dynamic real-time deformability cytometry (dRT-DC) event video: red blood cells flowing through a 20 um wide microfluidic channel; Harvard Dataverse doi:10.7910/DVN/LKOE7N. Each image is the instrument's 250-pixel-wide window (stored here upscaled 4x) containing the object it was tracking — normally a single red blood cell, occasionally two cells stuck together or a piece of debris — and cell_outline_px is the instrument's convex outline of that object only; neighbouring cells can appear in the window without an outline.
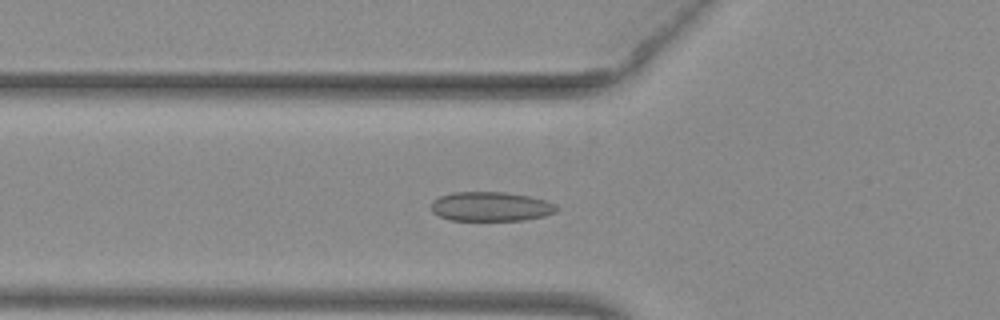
{"species": "common noctule bat (a hibernating species)", "species_latin": "Nyctalus noctula", "temperature_condition": "warm", "stored_images_in_passage": 51, "camera_frame_rate_fps": 3000, "um_per_image_px": 0.085, "animal": {"sex": "female", "body_mass_g": 29.2, "forearm_length_mm": 56.3}, "frame": {"image": 1, "passage_image": 18, "time_ms": 5.667, "image_size_px": [1000, 320], "cell_outline_px": [[560, 208], [556, 212], [544, 216], [524, 220], [448, 220], [432, 212], [432, 200], [440, 196], [452, 192], [504, 192], [528, 196], [544, 200], [556, 204]], "centroid_in_image_um": [41.72, 17.55], "position_along_channel_um": 84.1, "area_um2": 21.5}}
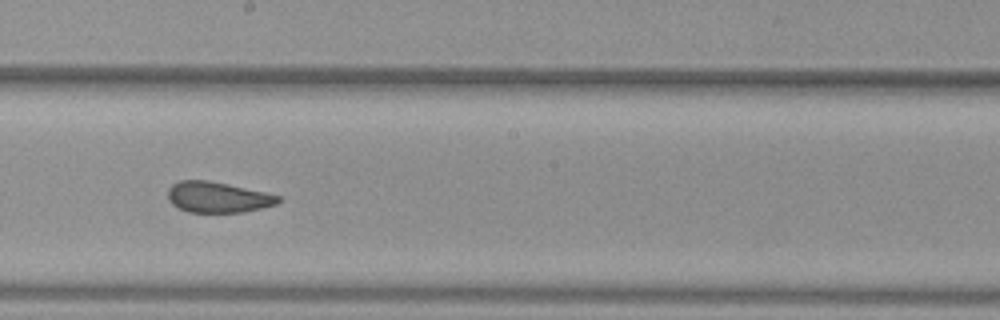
{"frame": {"image": 2, "passage_image": 29, "time_ms": 9.333, "image_size_px": [1000, 320], "cell_outline_px": [[280, 200], [276, 204], [244, 212], [188, 212], [172, 204], [168, 200], [168, 188], [172, 184], [180, 180], [208, 180], [228, 184], [264, 192], [280, 196]], "centroid_in_image_um": [18.47, 16.76], "position_along_channel_um": 229.7, "area_um2": 19.65}}
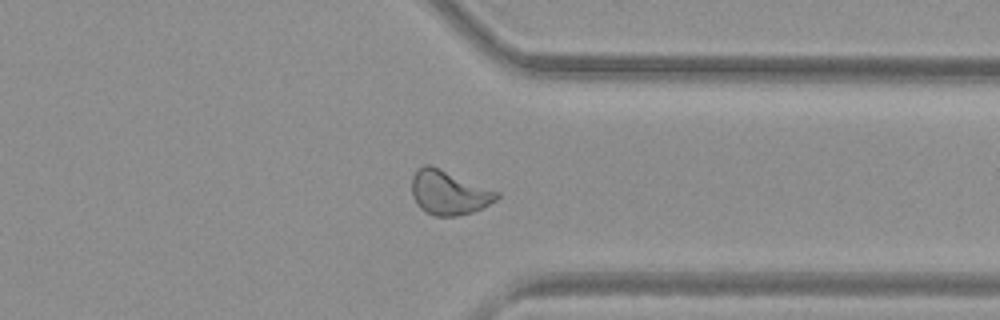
{"frame": {"image": 3, "passage_image": 40, "time_ms": 13.0, "image_size_px": [1000, 320], "cell_outline_px": [[500, 196], [496, 200], [472, 212], [456, 216], [436, 216], [420, 208], [416, 204], [412, 196], [412, 176], [416, 168], [424, 164], [432, 164], [500, 192]], "centroid_in_image_um": [38.13, 16.33], "position_along_channel_um": 373.3, "area_um2": 22.14}, "authors_computed_cell_mechanics": {"area_um2": 21.7906, "velocity_mm_per_s": 3.9578, "shape_relaxation_time_tau1_ms": 8.8868, "shape_relaxation_time_tau2_ms": 1.2965, "deformation_change_tau1": 0.164, "deformation_change_tau2": 0.0517}}